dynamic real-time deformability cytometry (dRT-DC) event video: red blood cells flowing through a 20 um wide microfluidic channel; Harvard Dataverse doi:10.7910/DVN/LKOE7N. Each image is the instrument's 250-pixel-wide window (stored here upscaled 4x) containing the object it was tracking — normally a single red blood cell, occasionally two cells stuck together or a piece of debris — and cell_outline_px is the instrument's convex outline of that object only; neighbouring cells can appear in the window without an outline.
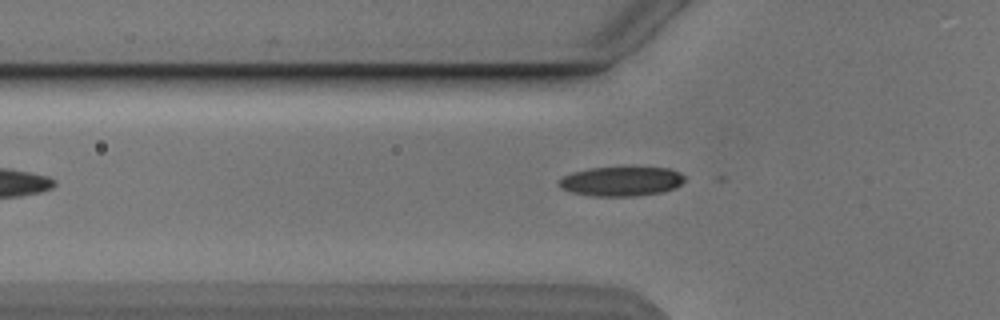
{"species": "Egyptian fruit bat (a non-hibernating species)", "species_latin": "Rousettus aegyptiacus", "temperature_condition": "cold", "stored_images_in_passage": 3, "camera_frame_rate_fps": 3000, "um_per_image_px": 0.085, "animal": {"sex": "male"}, "frame": {"image": 1, "passage_image": 3, "time_ms": 2.667, "image_size_px": [1000, 320], "cell_outline_px": [[684, 180], [676, 188], [660, 192], [636, 196], [592, 196], [572, 192], [560, 188], [556, 184], [564, 176], [572, 172], [592, 168], [632, 164], [668, 168], [680, 172], [684, 176]], "centroid_in_image_um": [52.83, 15.36], "position_along_channel_um": 73.0, "area_um2": 22.48}}